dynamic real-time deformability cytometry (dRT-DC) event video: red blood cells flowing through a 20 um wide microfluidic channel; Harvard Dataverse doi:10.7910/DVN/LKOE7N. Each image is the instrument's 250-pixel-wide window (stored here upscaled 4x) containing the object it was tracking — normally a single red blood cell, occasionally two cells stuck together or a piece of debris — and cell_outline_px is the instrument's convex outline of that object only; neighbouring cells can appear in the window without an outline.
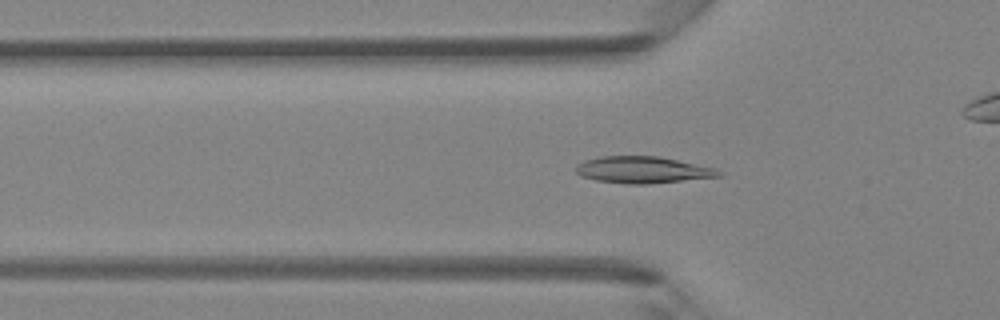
{"species": "Egyptian fruit bat (a non-hibernating species)", "species_latin": "Rousettus aegyptiacus", "temperature_condition": "room temperature", "stored_images_in_passage": 42, "camera_frame_rate_fps": 3000, "um_per_image_px": 0.085, "animal": {"sex": "female"}, "frame": {"image": 1, "passage_image": 15, "time_ms": 4.667, "image_size_px": [1000, 320], "cell_outline_px": [[724, 176], [648, 184], [628, 184], [596, 180], [580, 176], [576, 172], [576, 164], [584, 160], [600, 156], [660, 156], [716, 168], [724, 172]], "centroid_in_image_um": [54.66, 14.43], "position_along_channel_um": 71.1, "area_um2": 22.48}}
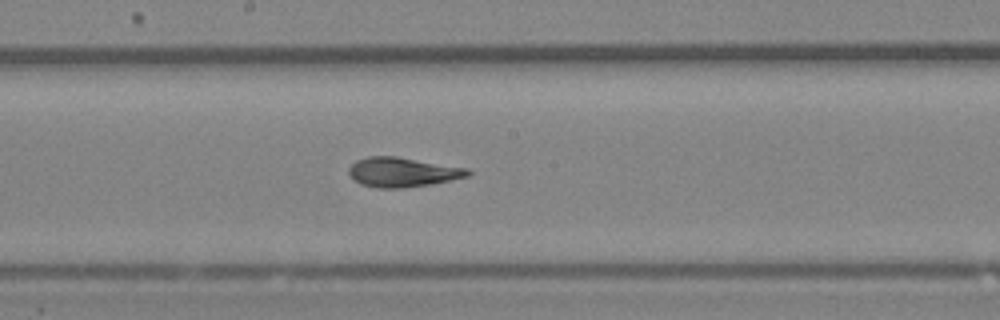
{"frame": {"image": 2, "passage_image": 25, "time_ms": 8.0, "image_size_px": [1000, 320], "cell_outline_px": [[472, 172], [468, 176], [432, 184], [404, 188], [376, 188], [360, 184], [352, 180], [348, 172], [348, 168], [356, 160], [368, 156], [396, 156], [468, 168]], "centroid_in_image_um": [34.18, 14.64], "position_along_channel_um": 214.0, "area_um2": 20.69}}
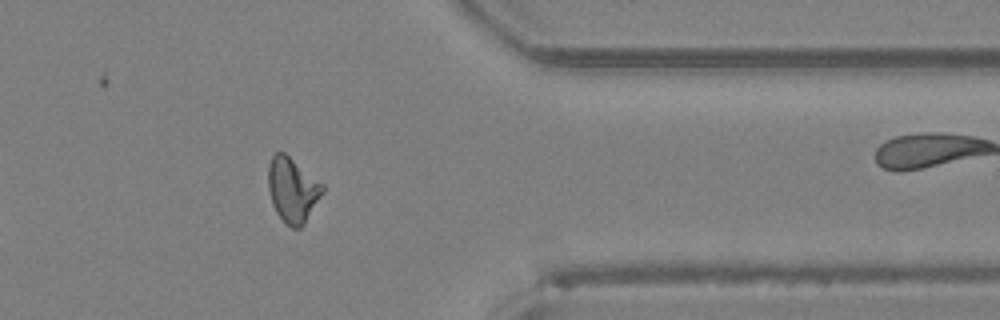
{"frame": {"image": 3, "passage_image": 38, "time_ms": 12.333, "image_size_px": [1000, 320], "cell_outline_px": [[324, 192], [304, 224], [300, 228], [292, 228], [276, 212], [272, 204], [268, 188], [268, 164], [272, 156], [276, 152], [284, 152], [324, 184]], "centroid_in_image_um": [24.87, 16.12], "position_along_channel_um": 386.5, "area_um2": 20.46}, "authors_computed_cell_mechanics": {"area_um2": 20.6924, "velocity_mm_per_s": 4.2877, "shape_relaxation_time_tau1_ms": 3.7186, "shape_relaxation_time_tau2_ms": 1.259, "deformation_change_tau1": 0.152, "deformation_change_tau2": 0.0772}}